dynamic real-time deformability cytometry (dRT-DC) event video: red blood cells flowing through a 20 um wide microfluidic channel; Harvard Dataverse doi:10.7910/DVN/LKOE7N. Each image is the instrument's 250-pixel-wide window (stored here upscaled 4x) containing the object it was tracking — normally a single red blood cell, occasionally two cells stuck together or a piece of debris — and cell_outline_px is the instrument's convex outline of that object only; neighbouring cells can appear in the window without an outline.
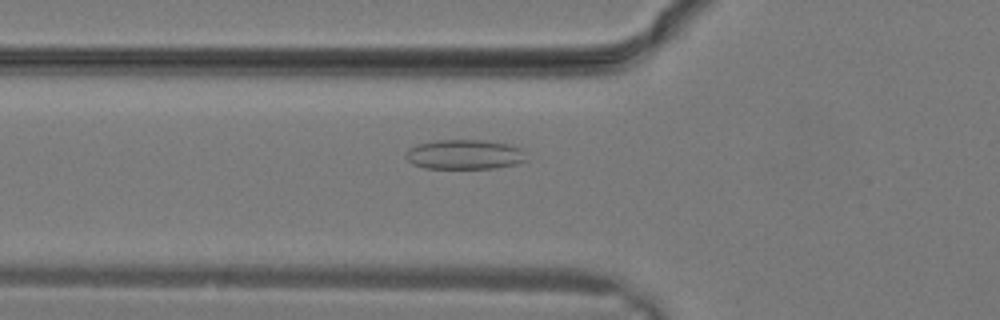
{"species": "common noctule bat (a hibernating species)", "species_latin": "Nyctalus noctula", "temperature_condition": "warm", "stored_images_in_passage": 30, "camera_frame_rate_fps": 3000, "um_per_image_px": 0.085, "animal": {"sex": "male", "body_mass_g": 19.2, "forearm_length_mm": 51.8}, "frame": {"image": 1, "passage_image": 11, "time_ms": 3.333, "image_size_px": [1000, 320], "cell_outline_px": [[528, 160], [516, 164], [496, 168], [424, 168], [412, 164], [404, 156], [408, 148], [416, 144], [436, 140], [484, 140], [508, 144], [520, 148]], "centroid_in_image_um": [39.45, 13.13], "position_along_channel_um": 86.3, "area_um2": 20.98}}
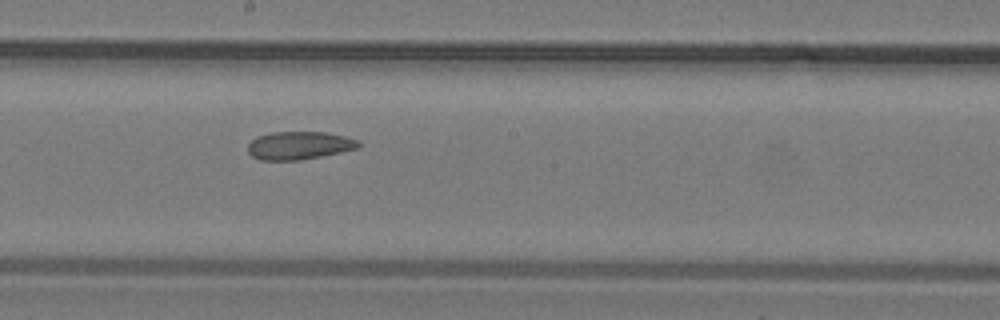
{"frame": {"image": 2, "passage_image": 17, "time_ms": 5.333, "image_size_px": [1000, 320], "cell_outline_px": [[360, 148], [300, 160], [260, 160], [252, 156], [248, 152], [248, 144], [256, 136], [272, 132], [324, 132], [344, 136], [356, 140], [360, 144]], "centroid_in_image_um": [25.4, 12.36], "position_along_channel_um": 222.8, "area_um2": 17.98}}
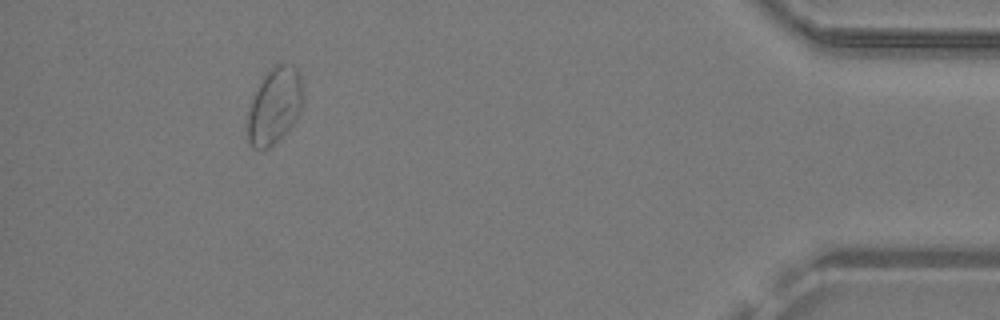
{"frame": {"image": 3, "passage_image": 28, "time_ms": 9.0, "image_size_px": [1000, 320], "cell_outline_px": [[304, 104], [300, 112], [292, 124], [268, 148], [252, 148], [248, 140], [248, 112], [252, 100], [264, 76], [276, 64], [284, 64], [296, 68], [300, 76], [304, 96]], "centroid_in_image_um": [23.36, 8.99], "position_along_channel_um": 411.8, "area_um2": 24.04}}